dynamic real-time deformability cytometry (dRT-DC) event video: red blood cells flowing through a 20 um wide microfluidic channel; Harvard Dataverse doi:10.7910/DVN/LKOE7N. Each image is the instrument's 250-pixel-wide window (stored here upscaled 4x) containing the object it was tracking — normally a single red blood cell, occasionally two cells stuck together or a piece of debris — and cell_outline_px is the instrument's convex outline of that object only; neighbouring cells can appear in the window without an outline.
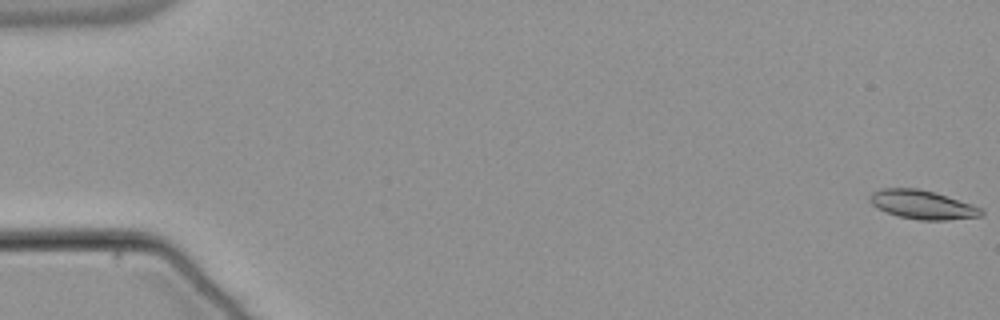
{"species": "common noctule bat (a hibernating species)", "species_latin": "Nyctalus noctula", "temperature_condition": "warm", "stored_images_in_passage": 55, "camera_frame_rate_fps": 3000, "um_per_image_px": 0.085, "animal": {"sex": "male", "body_mass_g": 21.5, "forearm_length_mm": 52.0}, "frame": {"image": 1, "passage_image": 1, "time_ms": 0.0, "image_size_px": [1000, 320], "cell_outline_px": [[984, 212], [980, 216], [948, 220], [920, 220], [900, 216], [876, 208], [868, 200], [868, 196], [872, 192], [880, 188], [916, 188], [932, 192], [972, 204], [980, 208]], "centroid_in_image_um": [78.35, 17.39], "position_along_channel_um": 6.6, "area_um2": 18.5}}
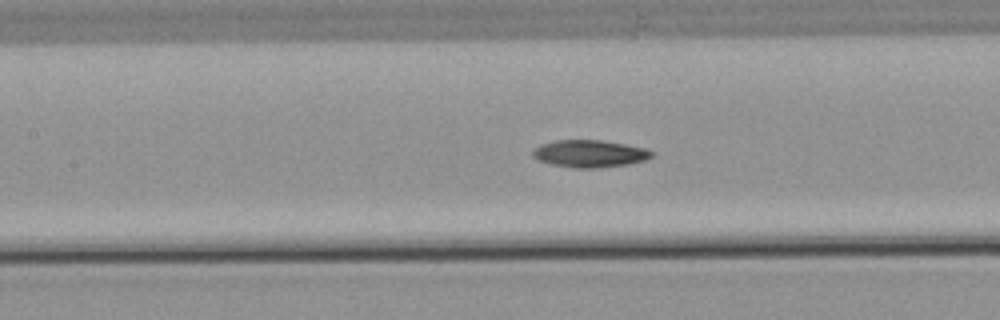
{"frame": {"image": 2, "passage_image": 26, "time_ms": 8.333, "image_size_px": [1000, 320], "cell_outline_px": [[652, 156], [644, 160], [628, 164], [596, 168], [572, 168], [552, 164], [540, 160], [532, 156], [532, 152], [540, 144], [556, 140], [600, 140], [624, 144], [644, 148], [652, 152]], "centroid_in_image_um": [50.09, 13.06], "position_along_channel_um": 157.3, "area_um2": 18.67}}
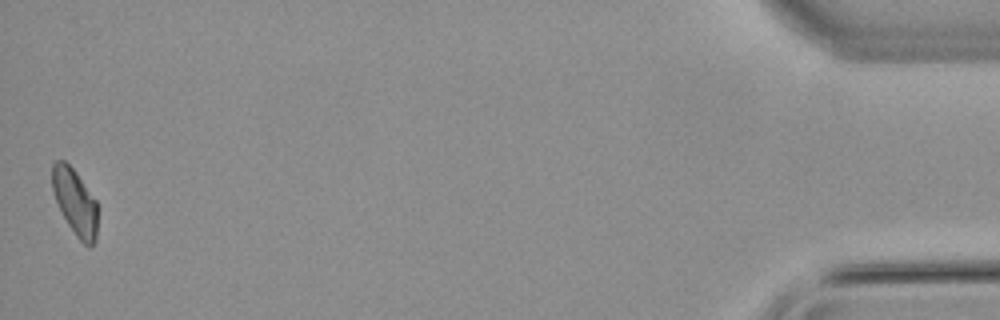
{"frame": {"image": 3, "passage_image": 55, "time_ms": 18.0, "image_size_px": [1000, 320], "cell_outline_px": [[96, 240], [88, 248], [76, 236], [68, 224], [56, 200], [52, 188], [52, 164], [56, 160], [64, 160], [76, 172], [96, 200]], "centroid_in_image_um": [6.37, 17.16], "position_along_channel_um": 428.8, "area_um2": 17.17}, "authors_computed_cell_mechanics": {"area_um2": 18.4382, "velocity_mm_per_s": 3.7913, "shape_relaxation_time_tau1_ms": null, "shape_relaxation_time_tau2_ms": 9.4629, "deformation_change_tau1": null, "deformation_change_tau2": 0.153}}